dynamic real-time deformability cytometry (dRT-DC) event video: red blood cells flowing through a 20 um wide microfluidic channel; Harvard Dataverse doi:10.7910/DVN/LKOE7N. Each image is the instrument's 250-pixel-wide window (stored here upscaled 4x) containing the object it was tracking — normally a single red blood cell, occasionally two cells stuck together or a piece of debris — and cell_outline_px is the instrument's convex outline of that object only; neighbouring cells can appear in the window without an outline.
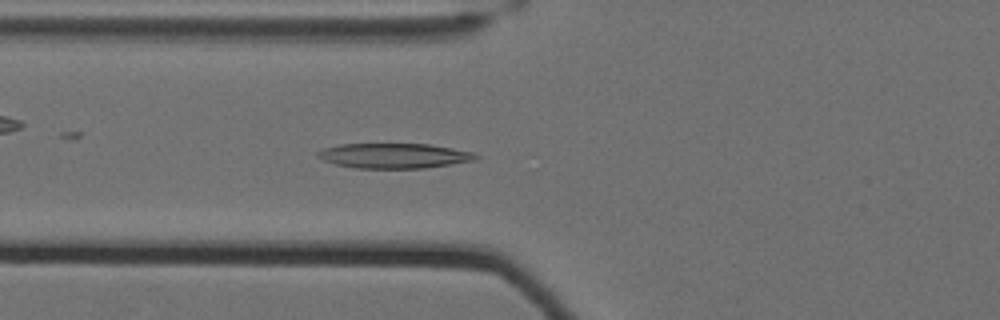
{"species": "Egyptian fruit bat (a non-hibernating species)", "species_latin": "Rousettus aegyptiacus", "temperature_condition": "cold", "stored_images_in_passage": 60, "camera_frame_rate_fps": 3000, "um_per_image_px": 0.085, "animal": {"sex": "female"}, "frame": {"image": 1, "passage_image": 25, "time_ms": 8.0, "image_size_px": [1000, 320], "cell_outline_px": [[480, 156], [476, 160], [452, 164], [424, 168], [356, 168], [336, 164], [324, 160], [316, 156], [316, 152], [324, 148], [340, 144], [428, 144], [452, 148], [472, 152]], "centroid_in_image_um": [33.5, 13.24], "position_along_channel_um": 92.3, "area_um2": 22.95}}
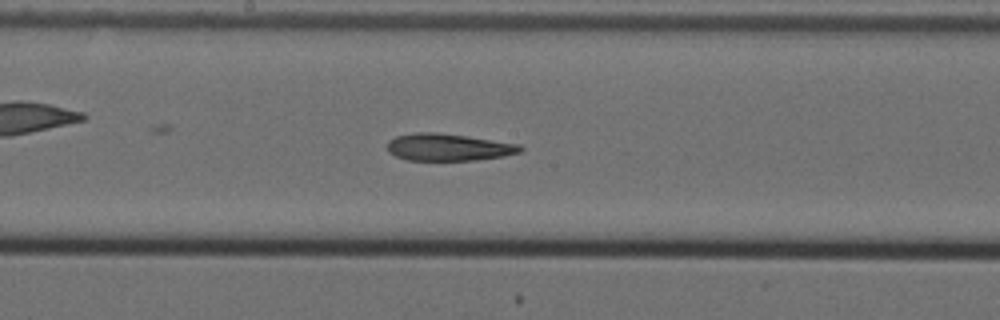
{"frame": {"image": 2, "passage_image": 35, "time_ms": 11.333, "image_size_px": [1000, 320], "cell_outline_px": [[524, 152], [504, 156], [476, 160], [408, 160], [396, 156], [388, 152], [388, 140], [396, 136], [416, 132], [436, 132], [468, 136], [520, 144], [524, 148]], "centroid_in_image_um": [38.15, 12.51], "position_along_channel_um": 210.0, "area_um2": 21.21}}
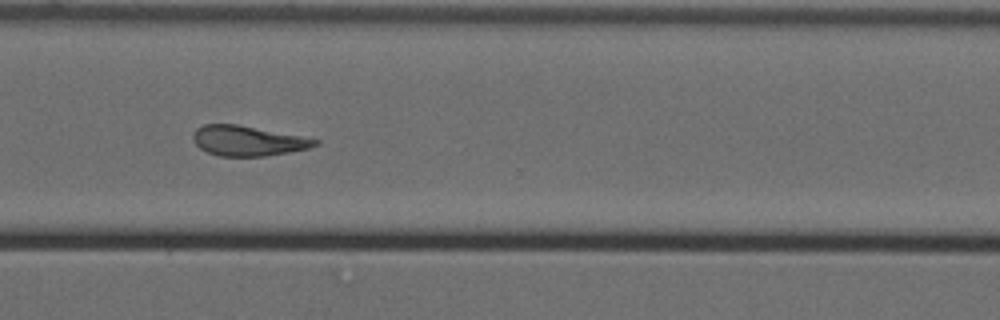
{"frame": {"image": 3, "passage_image": 47, "time_ms": 15.333, "image_size_px": [1000, 320], "cell_outline_px": [[320, 144], [308, 148], [264, 156], [220, 156], [208, 152], [200, 148], [192, 140], [192, 136], [196, 128], [204, 124], [236, 124], [320, 140]], "centroid_in_image_um": [21.02, 11.96], "position_along_channel_um": 349.6, "area_um2": 21.04}, "authors_computed_cell_mechanics": {"area_um2": 22.7154, "velocity_mm_per_s": 3.5087, "shape_relaxation_time_tau1_ms": 8.7791, "shape_relaxation_time_tau2_ms": 6.394, "deformation_change_tau1": 0.2057, "deformation_change_tau2": 0.1596}}